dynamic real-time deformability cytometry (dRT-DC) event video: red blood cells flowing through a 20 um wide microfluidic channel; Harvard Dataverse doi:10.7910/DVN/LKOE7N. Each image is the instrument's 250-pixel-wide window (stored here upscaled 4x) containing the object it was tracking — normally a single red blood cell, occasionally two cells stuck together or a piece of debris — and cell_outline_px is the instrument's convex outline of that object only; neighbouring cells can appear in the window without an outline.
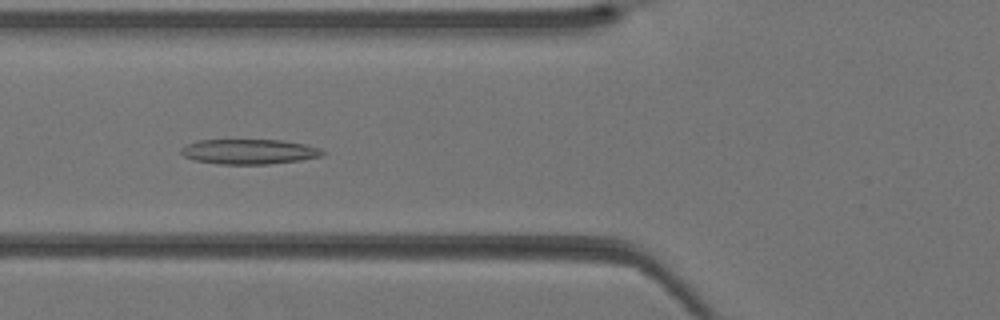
{"species": "Egyptian fruit bat (a non-hibernating species)", "species_latin": "Rousettus aegyptiacus", "temperature_condition": "warm", "stored_images_in_passage": 40, "camera_frame_rate_fps": 3000, "um_per_image_px": 0.085, "animal": {"sex": "female"}, "frame": {"image": 1, "passage_image": 15, "time_ms": 4.667, "image_size_px": [1000, 320], "cell_outline_px": [[324, 152], [320, 156], [300, 160], [268, 164], [216, 164], [196, 160], [184, 156], [180, 152], [180, 148], [196, 140], [284, 140], [304, 144], [320, 148]], "centroid_in_image_um": [21.14, 12.88], "position_along_channel_um": 104.7, "area_um2": 20.52}}
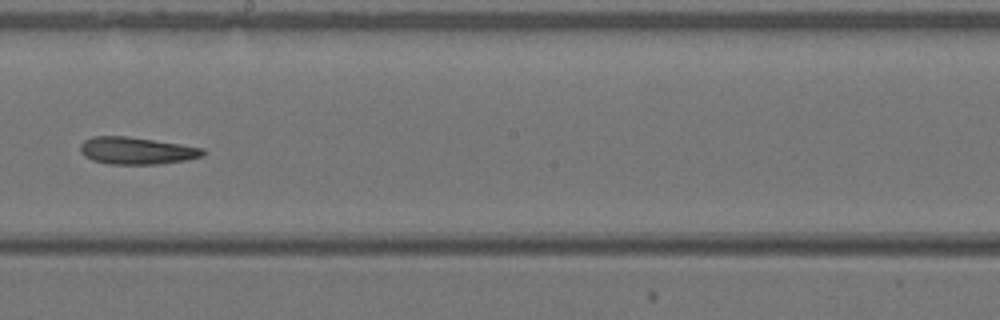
{"frame": {"image": 2, "passage_image": 23, "time_ms": 7.333, "image_size_px": [1000, 320], "cell_outline_px": [[204, 156], [188, 160], [156, 164], [108, 164], [92, 160], [84, 156], [80, 152], [80, 144], [84, 140], [92, 136], [128, 136], [180, 144], [204, 148]], "centroid_in_image_um": [11.59, 12.81], "position_along_channel_um": 236.6, "area_um2": 19.54}}
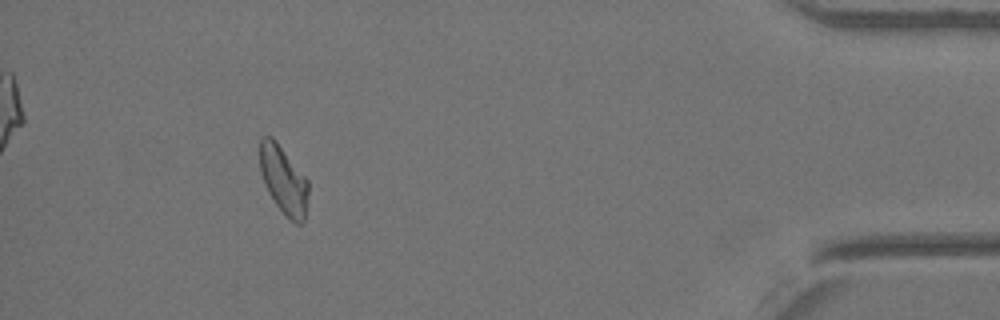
{"frame": {"image": 3, "passage_image": 37, "time_ms": 12.0, "image_size_px": [1000, 320], "cell_outline_px": [[308, 196], [304, 220], [300, 224], [296, 224], [284, 216], [268, 192], [264, 184], [260, 172], [260, 140], [264, 136], [272, 136], [276, 140], [308, 180]], "centroid_in_image_um": [24.1, 15.32], "position_along_channel_um": 411.1, "area_um2": 19.31}}